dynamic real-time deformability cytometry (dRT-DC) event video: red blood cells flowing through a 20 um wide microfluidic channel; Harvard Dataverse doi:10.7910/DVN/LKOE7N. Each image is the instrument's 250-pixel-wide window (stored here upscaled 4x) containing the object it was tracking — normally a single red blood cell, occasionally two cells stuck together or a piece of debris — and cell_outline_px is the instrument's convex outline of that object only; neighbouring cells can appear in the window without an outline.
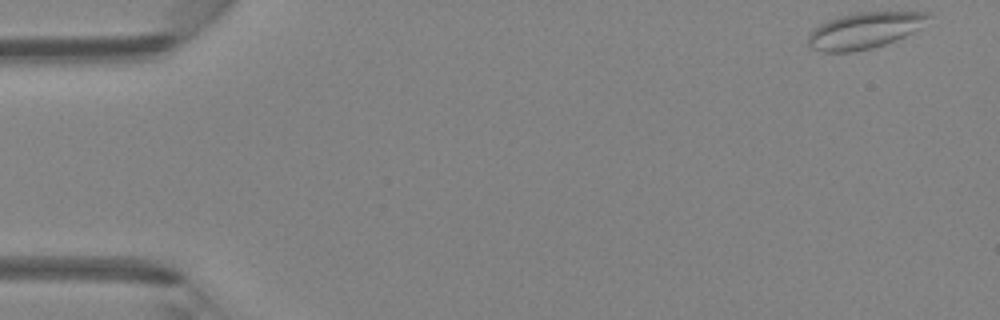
{"species": "Egyptian fruit bat (a non-hibernating species)", "species_latin": "Rousettus aegyptiacus", "temperature_condition": "room temperature", "stored_images_in_passage": 45, "camera_frame_rate_fps": 3000, "um_per_image_px": 0.085, "animal": {"sex": "female"}, "frame": {"image": 1, "passage_image": 1, "time_ms": 0.0, "image_size_px": [1000, 320], "cell_outline_px": [[932, 16], [920, 28], [896, 40], [872, 48], [852, 52], [824, 52], [812, 48], [808, 44], [808, 36], [820, 24], [828, 20], [840, 16], [860, 12], [932, 12]], "centroid_in_image_um": [73.51, 2.59], "position_along_channel_um": 11.5, "area_um2": 25.14}}
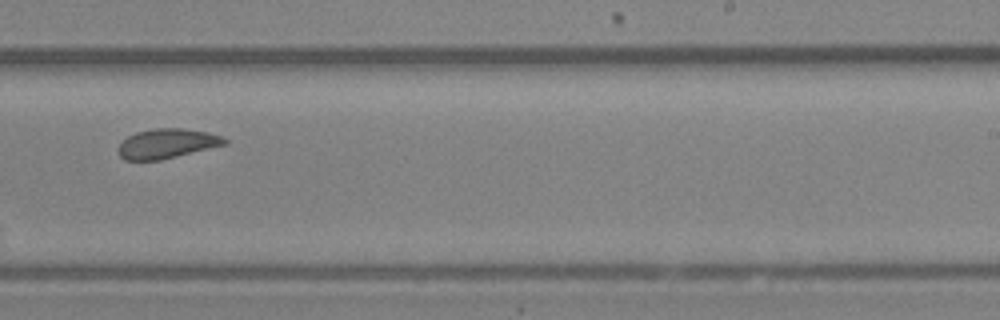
{"frame": {"image": 2, "passage_image": 29, "time_ms": 9.333, "image_size_px": [1000, 320], "cell_outline_px": [[228, 144], [160, 160], [124, 160], [120, 156], [120, 144], [128, 136], [136, 132], [156, 128], [184, 128], [208, 132], [224, 136], [228, 140]], "centroid_in_image_um": [14.26, 12.19], "position_along_channel_um": 274.7, "area_um2": 18.32}}
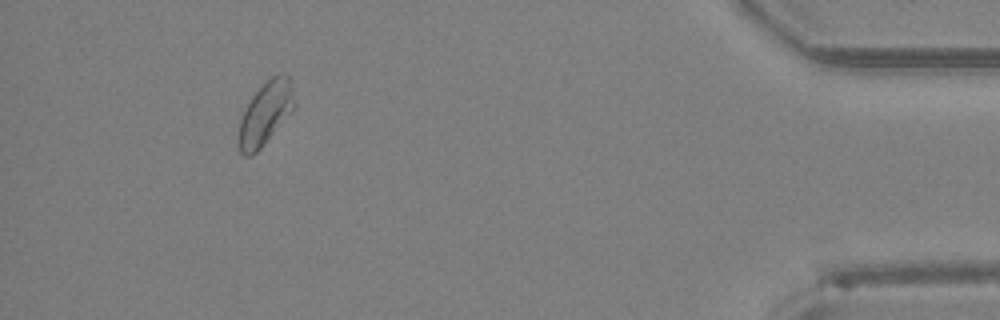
{"frame": {"image": 3, "passage_image": 43, "time_ms": 14.0, "image_size_px": [1000, 320], "cell_outline_px": [[296, 104], [260, 148], [252, 156], [244, 156], [240, 152], [240, 120], [252, 96], [272, 76], [280, 72], [284, 72], [292, 80]], "centroid_in_image_um": [22.6, 9.57], "position_along_channel_um": 412.6, "area_um2": 19.83}, "authors_computed_cell_mechanics": {"area_um2": 19.652, "velocity_mm_per_s": 4.2362, "shape_relaxation_time_tau1_ms": null, "shape_relaxation_time_tau2_ms": 1.2563, "deformation_change_tau1": null, "deformation_change_tau2": 0.0567}}